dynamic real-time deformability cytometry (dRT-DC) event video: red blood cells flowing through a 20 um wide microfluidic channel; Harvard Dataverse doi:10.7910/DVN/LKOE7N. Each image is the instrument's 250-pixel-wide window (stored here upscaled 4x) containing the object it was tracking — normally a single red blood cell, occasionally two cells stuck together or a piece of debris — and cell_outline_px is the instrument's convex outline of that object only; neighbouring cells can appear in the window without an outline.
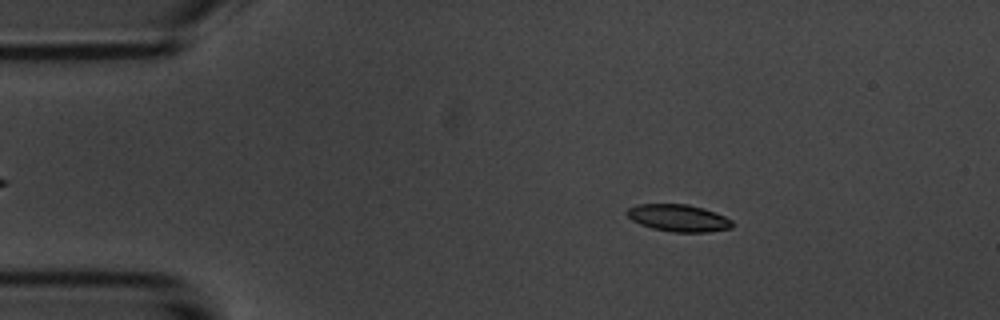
{"species": "common noctule bat (a hibernating species)", "species_latin": "Nyctalus noctula", "temperature_condition": "room temperature", "stored_images_in_passage": 4, "camera_frame_rate_fps": 3000, "um_per_image_px": 0.085, "animal": {"sex": "male", "body_mass_g": 20.1, "forearm_length_mm": 53.5}, "frame": {"image": 1, "passage_image": 2, "time_ms": 1.0, "image_size_px": [1000, 320], "cell_outline_px": [[732, 228], [708, 232], [672, 232], [652, 228], [640, 224], [632, 220], [624, 212], [628, 208], [636, 204], [688, 204], [704, 208], [716, 212], [732, 220]], "centroid_in_image_um": [57.66, 18.52], "position_along_channel_um": 27.3, "area_um2": 16.76}}
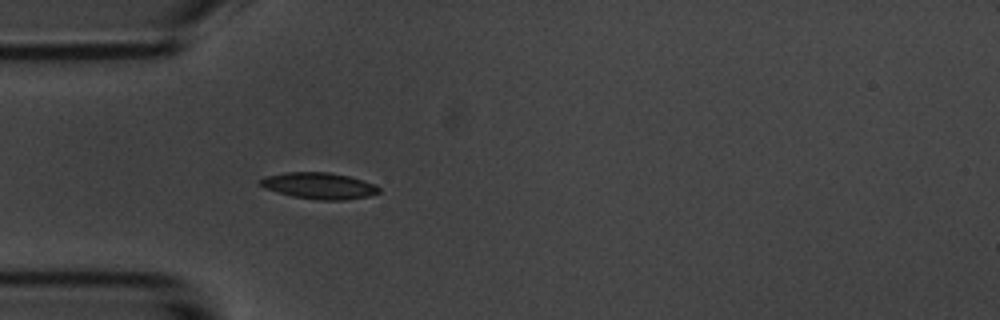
{"frame": {"image": 2, "passage_image": 4, "time_ms": 3.333, "image_size_px": [1000, 320], "cell_outline_px": [[380, 192], [368, 196], [344, 200], [316, 200], [292, 196], [264, 188], [260, 184], [260, 180], [264, 176], [284, 172], [328, 172], [348, 176], [376, 184], [380, 188]], "centroid_in_image_um": [27.12, 15.79], "position_along_channel_um": 57.9, "area_um2": 18.26}}